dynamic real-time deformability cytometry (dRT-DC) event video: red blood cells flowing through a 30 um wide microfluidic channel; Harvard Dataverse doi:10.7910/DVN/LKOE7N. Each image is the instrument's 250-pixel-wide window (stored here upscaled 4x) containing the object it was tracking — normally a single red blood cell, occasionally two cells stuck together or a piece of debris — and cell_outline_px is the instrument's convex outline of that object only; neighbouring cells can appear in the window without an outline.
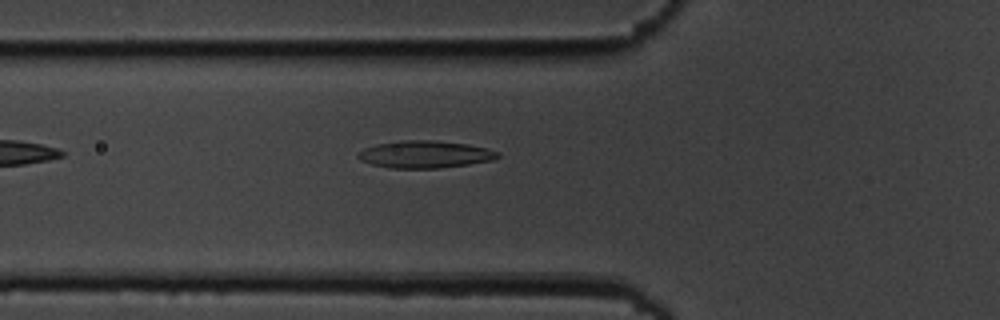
{"species": "common noctule bat (a hibernating species)", "species_latin": "Nyctalus noctula", "temperature_condition": "cold", "stored_images_in_passage": 9, "camera_frame_rate_fps": 3000, "um_per_image_px": 0.085, "animal": {"sex": "male", "body_mass_g": 19.5, "forearm_length_mm": 54.6}, "frame": {"image": 1, "passage_image": 9, "time_ms": 10.0, "image_size_px": [1000, 320], "cell_outline_px": [[500, 156], [492, 160], [468, 164], [440, 168], [388, 168], [372, 164], [360, 160], [356, 156], [356, 152], [364, 148], [376, 144], [400, 140], [432, 140], [468, 144], [500, 152]], "centroid_in_image_um": [36.07, 13.12], "position_along_channel_um": 89.7, "area_um2": 22.25}}